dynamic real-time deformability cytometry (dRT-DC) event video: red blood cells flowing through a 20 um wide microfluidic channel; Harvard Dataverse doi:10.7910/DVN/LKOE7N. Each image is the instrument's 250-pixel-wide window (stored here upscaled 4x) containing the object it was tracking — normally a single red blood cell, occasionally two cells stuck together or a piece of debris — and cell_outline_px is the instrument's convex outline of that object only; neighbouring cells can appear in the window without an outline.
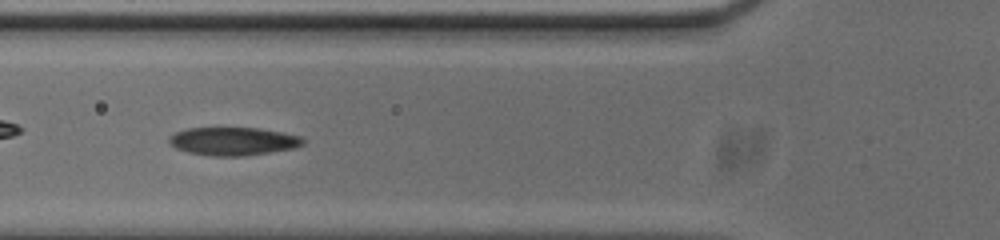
{"species": "common noctule bat (a hibernating species)", "species_latin": "Nyctalus noctula", "temperature_condition": "cold", "stored_images_in_passage": 42, "camera_frame_rate_fps": 3000, "um_per_image_px": 0.085, "animal": {"sex": "male", "body_mass_g": 20.0, "forearm_length_mm": 53.3}, "frame": {"image": 1, "passage_image": 6, "time_ms": 1.667, "image_size_px": [1000, 240], "cell_outline_px": [[304, 144], [292, 148], [244, 156], [212, 156], [188, 152], [176, 148], [168, 144], [168, 140], [176, 132], [188, 128], [260, 128], [300, 136], [304, 140]], "centroid_in_image_um": [19.79, 12.01], "position_along_channel_um": 106.0, "area_um2": 21.73}}
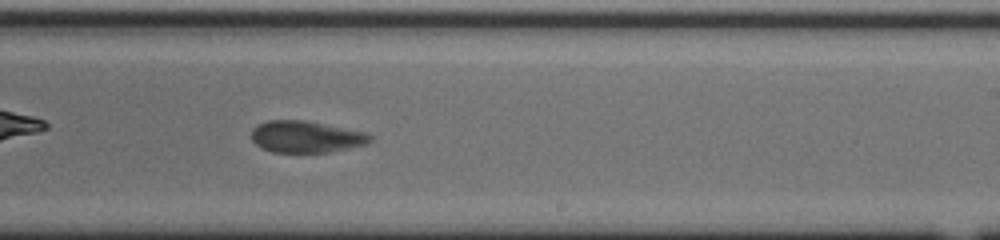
{"frame": {"image": 2, "passage_image": 19, "time_ms": 6.0, "image_size_px": [1000, 240], "cell_outline_px": [[372, 140], [364, 144], [328, 152], [272, 152], [260, 148], [252, 140], [252, 128], [268, 120], [304, 120], [364, 132], [372, 136]], "centroid_in_image_um": [25.96, 11.62], "position_along_channel_um": 263.0, "area_um2": 21.62}}
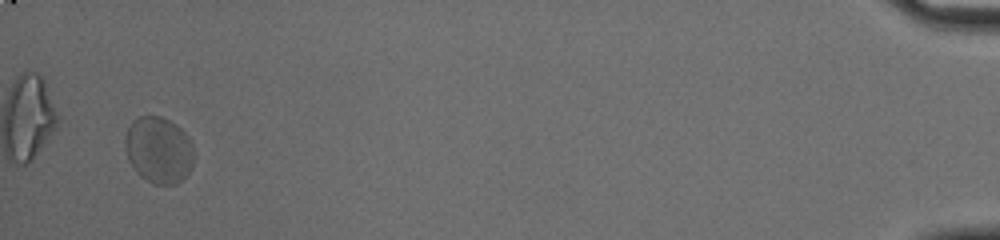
{"frame": {"image": 3, "passage_image": 40, "time_ms": 13.0, "image_size_px": [1000, 240], "cell_outline_px": [[192, 164], [188, 172], [176, 184], [156, 184], [140, 176], [136, 172], [128, 160], [128, 128], [132, 120], [140, 116], [160, 116], [176, 124], [188, 136], [192, 144]], "centroid_in_image_um": [13.51, 12.74], "position_along_channel_um": 421.7, "area_um2": 25.95}, "authors_computed_cell_mechanics": {"area_um2": 23.0333, "velocity_mm_per_s": 3.6307, "shape_relaxation_time_tau1_ms": 2.9076, "shape_relaxation_time_tau2_ms": 1.1856, "deformation_change_tau1": 0.0859, "deformation_change_tau2": 0.0538}}